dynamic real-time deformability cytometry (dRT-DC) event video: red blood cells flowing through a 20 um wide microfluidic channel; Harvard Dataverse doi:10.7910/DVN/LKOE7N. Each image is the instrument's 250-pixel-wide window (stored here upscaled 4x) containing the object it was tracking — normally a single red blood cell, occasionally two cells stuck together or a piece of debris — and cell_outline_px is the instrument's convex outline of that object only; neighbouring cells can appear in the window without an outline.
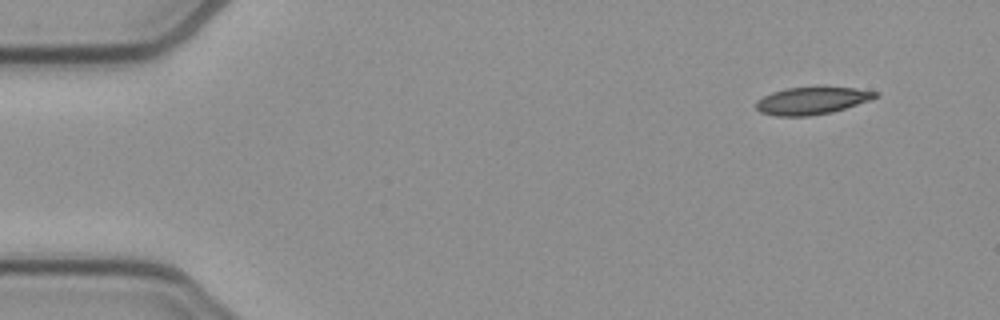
{"species": "common noctule bat (a hibernating species)", "species_latin": "Nyctalus noctula", "temperature_condition": "cold", "stored_images_in_passage": 49, "camera_frame_rate_fps": 3000, "um_per_image_px": 0.085, "animal": {"sex": "female", "body_mass_g": 21.9}, "frame": {"image": 1, "passage_image": 1, "time_ms": 0.0, "image_size_px": [1000, 320], "cell_outline_px": [[880, 96], [872, 100], [832, 112], [808, 116], [776, 116], [760, 112], [756, 108], [756, 100], [772, 92], [788, 88], [856, 88], [880, 92]], "centroid_in_image_um": [69.04, 8.57], "position_along_channel_um": 16.0, "area_um2": 18.9}}
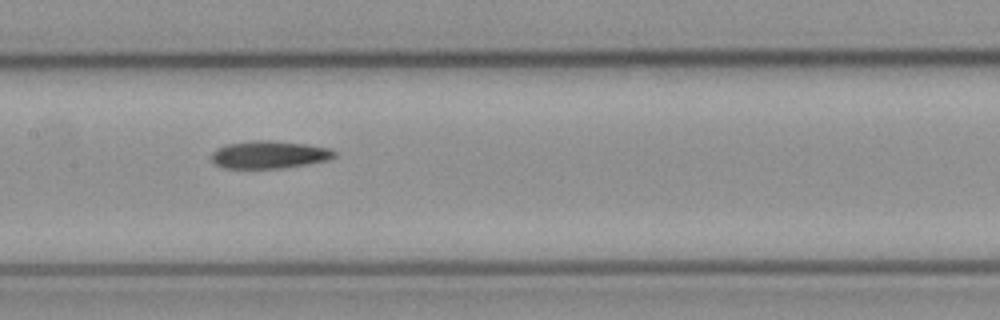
{"frame": {"image": 2, "passage_image": 22, "time_ms": 7.0, "image_size_px": [1000, 320], "cell_outline_px": [[336, 156], [328, 160], [280, 168], [224, 168], [216, 164], [212, 160], [212, 152], [216, 148], [224, 144], [252, 140], [272, 140], [304, 144], [332, 148], [336, 152]], "centroid_in_image_um": [22.87, 13.13], "position_along_channel_um": 184.5, "area_um2": 19.83}}
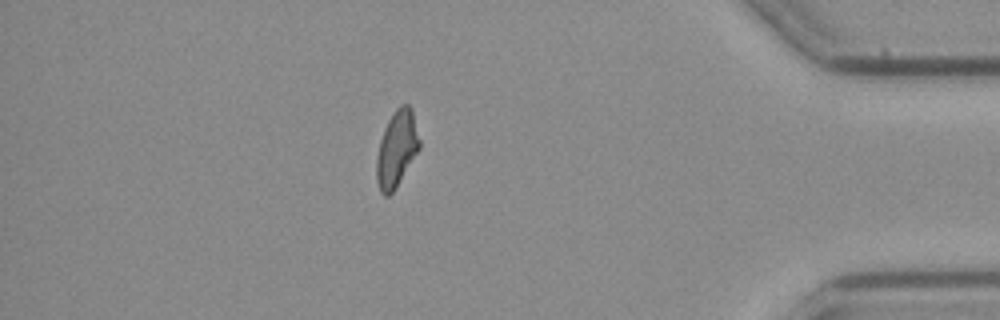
{"frame": {"image": 3, "passage_image": 42, "time_ms": 13.667, "image_size_px": [1000, 320], "cell_outline_px": [[420, 148], [396, 188], [388, 196], [384, 196], [380, 192], [376, 180], [376, 156], [380, 140], [384, 128], [388, 120], [396, 108], [400, 104], [408, 104], [412, 108], [420, 140]], "centroid_in_image_um": [33.71, 12.65], "position_along_channel_um": 401.5, "area_um2": 19.25}, "authors_computed_cell_mechanics": {"area_um2": 19.5364, "velocity_mm_per_s": 3.8891, "shape_relaxation_time_tau1_ms": 8.787, "shape_relaxation_time_tau2_ms": 3.147, "deformation_change_tau1": 0.201, "deformation_change_tau2": 0.106}}